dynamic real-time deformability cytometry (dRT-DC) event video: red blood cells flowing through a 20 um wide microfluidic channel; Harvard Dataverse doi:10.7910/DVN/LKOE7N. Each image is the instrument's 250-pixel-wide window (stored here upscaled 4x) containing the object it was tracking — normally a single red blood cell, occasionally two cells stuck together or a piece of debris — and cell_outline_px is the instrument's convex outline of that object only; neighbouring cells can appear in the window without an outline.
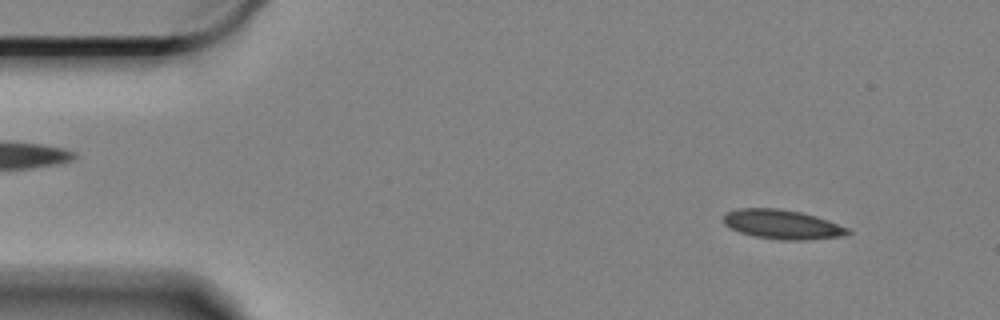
{"species": "Egyptian fruit bat (a non-hibernating species)", "species_latin": "Rousettus aegyptiacus", "temperature_condition": "cold", "stored_images_in_passage": 57, "camera_frame_rate_fps": 3000, "um_per_image_px": 0.085, "animal": {"sex": "female"}, "frame": {"image": 1, "passage_image": 5, "time_ms": 1.333, "image_size_px": [1000, 320], "cell_outline_px": [[852, 232], [840, 236], [804, 240], [780, 240], [756, 236], [740, 232], [724, 224], [724, 216], [728, 212], [740, 208], [776, 208], [800, 212], [816, 216], [828, 220], [848, 228]], "centroid_in_image_um": [66.5, 19.07], "position_along_channel_um": 18.5, "area_um2": 20.92}}
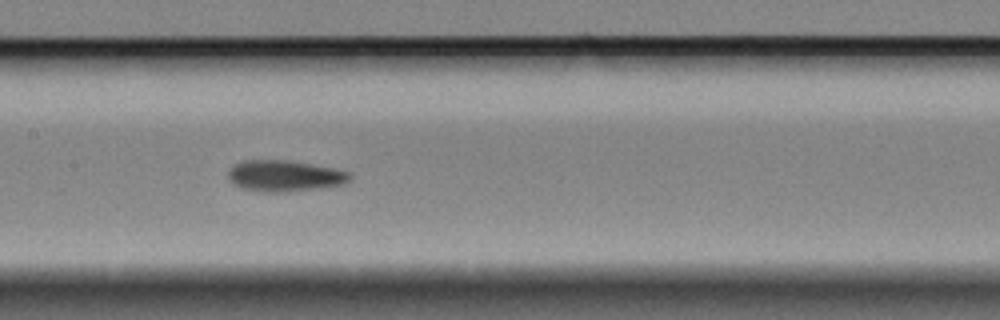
{"frame": {"image": 2, "passage_image": 27, "time_ms": 8.667, "image_size_px": [1000, 320], "cell_outline_px": [[352, 176], [344, 184], [320, 188], [280, 192], [268, 192], [240, 188], [232, 184], [228, 180], [228, 172], [236, 164], [244, 160], [288, 160], [312, 164], [332, 168], [348, 172]], "centroid_in_image_um": [24.16, 14.95], "position_along_channel_um": 183.2, "area_um2": 21.96}}
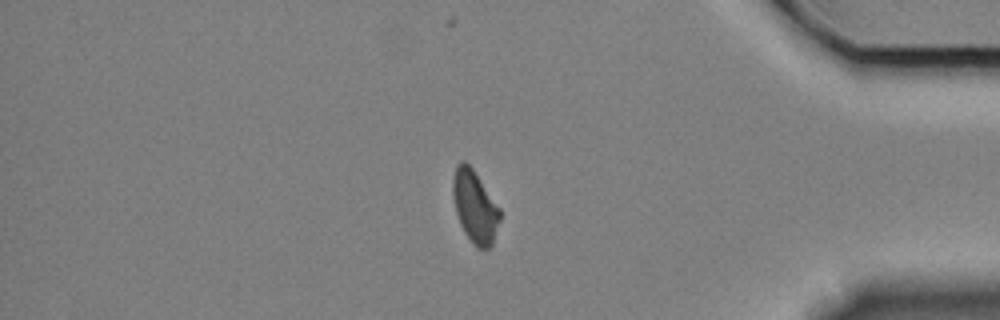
{"frame": {"image": 3, "passage_image": 49, "time_ms": 16.0, "image_size_px": [1000, 320], "cell_outline_px": [[500, 220], [492, 244], [488, 248], [476, 248], [464, 232], [460, 224], [456, 212], [452, 192], [452, 180], [456, 164], [460, 160], [464, 160], [472, 168], [500, 208]], "centroid_in_image_um": [40.35, 17.55], "position_along_channel_um": 394.9, "area_um2": 19.77}}